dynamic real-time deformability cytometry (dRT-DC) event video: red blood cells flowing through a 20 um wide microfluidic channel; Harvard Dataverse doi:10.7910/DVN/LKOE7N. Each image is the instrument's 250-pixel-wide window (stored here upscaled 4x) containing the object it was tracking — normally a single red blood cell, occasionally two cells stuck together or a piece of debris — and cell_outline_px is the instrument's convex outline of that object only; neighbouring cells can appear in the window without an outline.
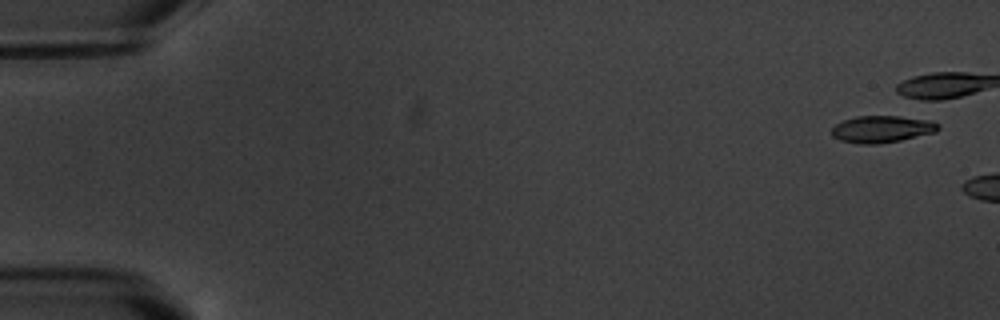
{"species": "common noctule bat (a hibernating species)", "species_latin": "Nyctalus noctula", "temperature_condition": "warm", "stored_images_in_passage": 2, "camera_frame_rate_fps": 3000, "um_per_image_px": 0.085, "animal": {"sex": "male", "body_mass_g": 20.1, "forearm_length_mm": 53.5}, "frame": {"image": 1, "passage_image": 1, "time_ms": 0.0, "image_size_px": [1000, 320], "cell_outline_px": [[940, 128], [936, 132], [900, 140], [880, 144], [860, 144], [840, 140], [832, 136], [832, 128], [836, 124], [844, 120], [856, 116], [924, 116], [940, 124]], "centroid_in_image_um": [75.05, 10.95], "position_along_channel_um": 9.9, "area_um2": 17.17}}